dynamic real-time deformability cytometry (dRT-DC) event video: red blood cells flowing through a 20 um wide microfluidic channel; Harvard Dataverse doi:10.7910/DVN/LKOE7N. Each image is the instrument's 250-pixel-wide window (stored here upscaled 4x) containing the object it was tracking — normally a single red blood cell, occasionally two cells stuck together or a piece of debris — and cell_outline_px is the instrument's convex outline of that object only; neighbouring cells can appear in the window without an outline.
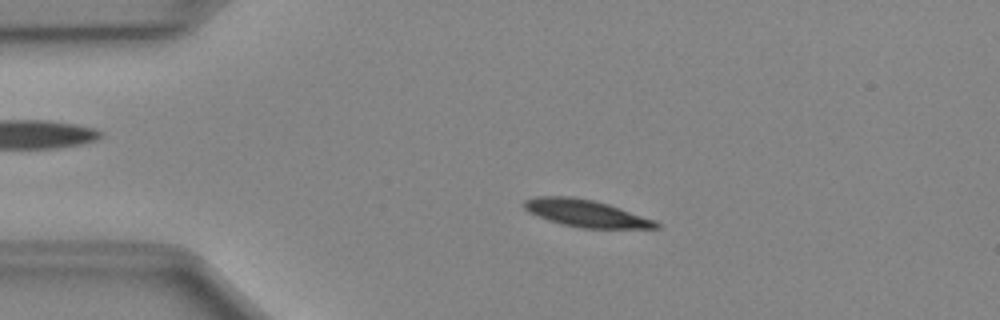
{"species": "Egyptian fruit bat (a non-hibernating species)", "species_latin": "Rousettus aegyptiacus", "temperature_condition": "cold", "stored_images_in_passage": 50, "camera_frame_rate_fps": 3000, "um_per_image_px": 0.085, "animal": {"sex": "female"}, "frame": {"image": 1, "passage_image": 10, "time_ms": 3.0, "image_size_px": [1000, 320], "cell_outline_px": [[660, 228], [580, 228], [548, 220], [528, 212], [524, 208], [524, 200], [536, 196], [572, 196], [592, 200], [608, 204], [656, 220], [660, 224]], "centroid_in_image_um": [49.8, 18.13], "position_along_channel_um": 35.2, "area_um2": 20.81}}
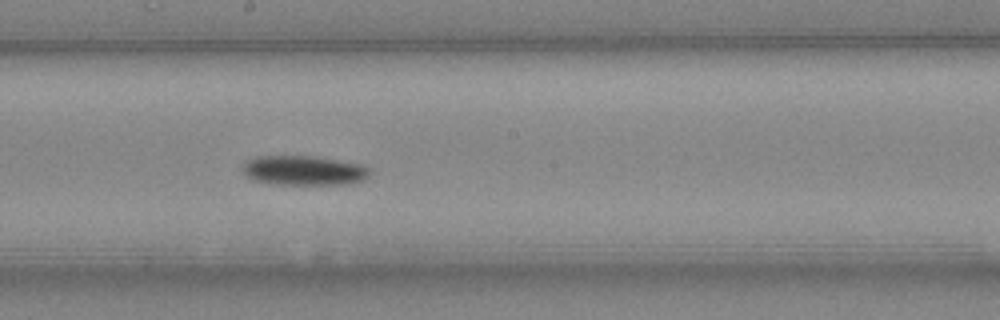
{"frame": {"image": 2, "passage_image": 27, "time_ms": 8.667, "image_size_px": [1000, 320], "cell_outline_px": [[372, 172], [364, 180], [352, 184], [280, 184], [256, 180], [248, 176], [244, 172], [244, 160], [256, 156], [316, 156], [360, 164], [368, 168]], "centroid_in_image_um": [25.87, 14.48], "position_along_channel_um": 222.3, "area_um2": 21.85}}
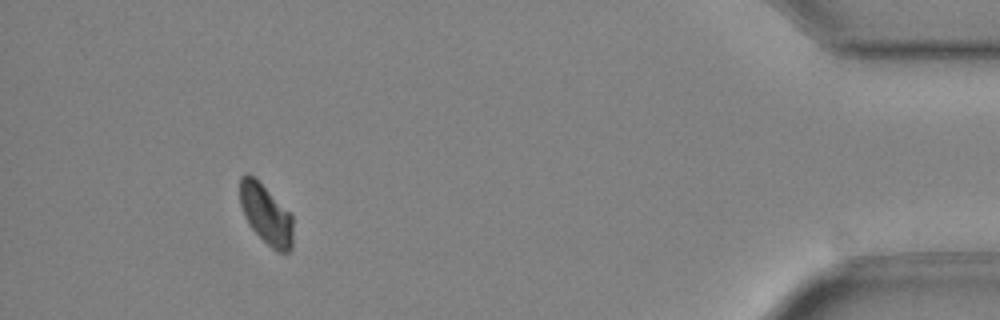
{"frame": {"image": 3, "passage_image": 46, "time_ms": 15.0, "image_size_px": [1000, 320], "cell_outline_px": [[292, 248], [288, 252], [276, 252], [248, 224], [244, 216], [240, 204], [240, 176], [244, 172], [248, 172], [292, 216]], "centroid_in_image_um": [22.58, 18.23], "position_along_channel_um": 412.6, "area_um2": 17.98}, "authors_computed_cell_mechanics": {"area_um2": 20.5479, "velocity_mm_per_s": 3.9765, "shape_relaxation_time_tau1_ms": 2.3972, "shape_relaxation_time_tau2_ms": null, "deformation_change_tau1": 0.0956, "deformation_change_tau2": null}}